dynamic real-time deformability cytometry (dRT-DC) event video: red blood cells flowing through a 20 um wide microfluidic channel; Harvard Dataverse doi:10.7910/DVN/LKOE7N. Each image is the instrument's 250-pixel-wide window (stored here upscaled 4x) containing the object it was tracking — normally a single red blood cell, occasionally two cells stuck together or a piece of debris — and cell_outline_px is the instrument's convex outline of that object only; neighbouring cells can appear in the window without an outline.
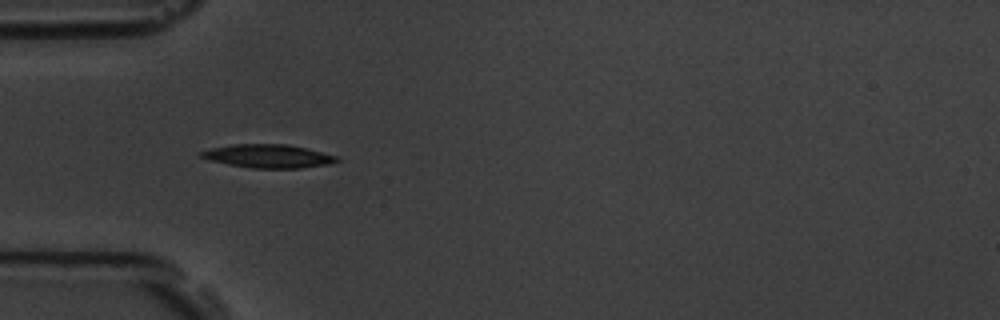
{"species": "common noctule bat (a hibernating species)", "species_latin": "Nyctalus noctula", "temperature_condition": "room temperature", "stored_images_in_passage": 5, "camera_frame_rate_fps": 3000, "um_per_image_px": 0.085, "animal": {"sex": "male", "body_mass_g": 19.5, "forearm_length_mm": 54.6}, "frame": {"image": 1, "passage_image": 4, "time_ms": 4.333, "image_size_px": [1000, 320], "cell_outline_px": [[340, 160], [328, 164], [300, 168], [252, 168], [228, 164], [212, 160], [200, 156], [196, 152], [212, 148], [232, 144], [288, 144], [336, 156]], "centroid_in_image_um": [22.76, 13.27], "position_along_channel_um": 62.2, "area_um2": 18.26}}
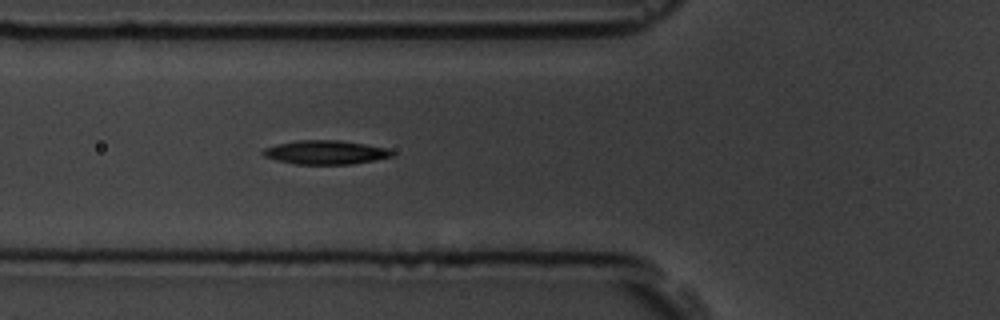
{"frame": {"image": 2, "passage_image": 5, "time_ms": 5.333, "image_size_px": [1000, 320], "cell_outline_px": [[396, 152], [392, 156], [352, 164], [296, 164], [276, 160], [264, 156], [260, 152], [264, 148], [276, 144], [296, 140], [340, 140], [388, 148]], "centroid_in_image_um": [27.64, 12.94], "position_along_channel_um": 98.2, "area_um2": 17.98}}